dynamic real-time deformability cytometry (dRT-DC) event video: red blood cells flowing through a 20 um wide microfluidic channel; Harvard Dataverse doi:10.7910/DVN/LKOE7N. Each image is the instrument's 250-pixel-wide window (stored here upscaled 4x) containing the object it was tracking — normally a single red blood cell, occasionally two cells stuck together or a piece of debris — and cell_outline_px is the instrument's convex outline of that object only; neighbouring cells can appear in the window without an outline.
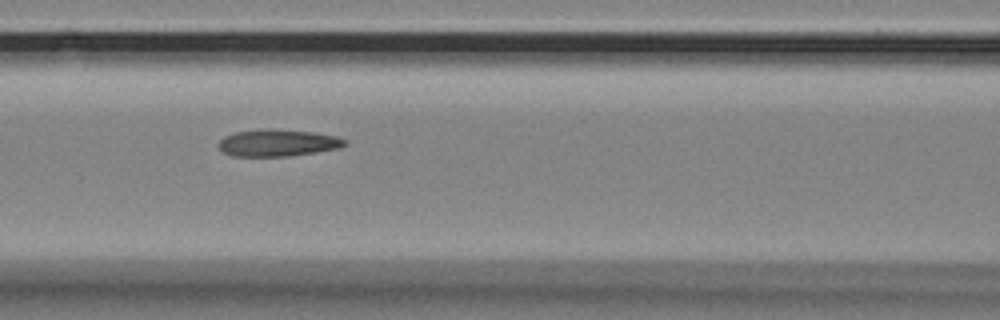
{"species": "Egyptian fruit bat (a non-hibernating species)", "species_latin": "Rousettus aegyptiacus", "temperature_condition": "room temperature", "stored_images_in_passage": 9, "camera_frame_rate_fps": 3000, "um_per_image_px": 0.085, "animal": {"sex": "female"}, "frame": {"image": 1, "passage_image": 6, "time_ms": 7.667, "image_size_px": [1000, 320], "cell_outline_px": [[348, 144], [340, 148], [316, 152], [288, 156], [232, 156], [224, 152], [216, 144], [224, 136], [236, 132], [264, 128], [272, 128], [312, 132], [336, 136], [348, 140]], "centroid_in_image_um": [23.62, 12.13], "position_along_channel_um": 143.0, "area_um2": 20.0}}
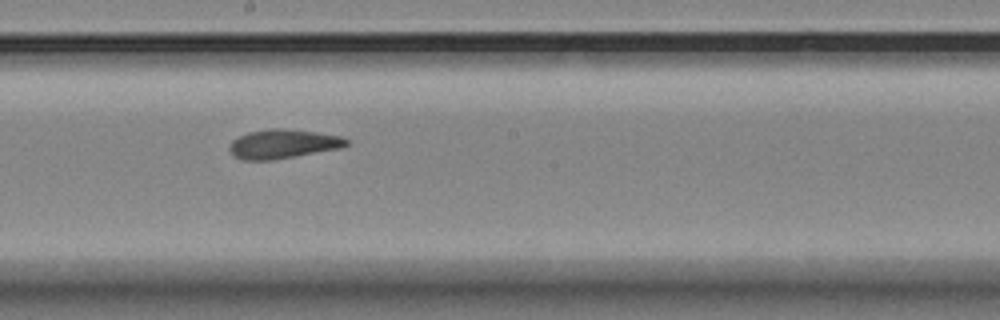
{"frame": {"image": 2, "passage_image": 8, "time_ms": 10.0, "image_size_px": [1000, 320], "cell_outline_px": [[348, 144], [340, 148], [296, 156], [272, 160], [240, 160], [232, 156], [228, 148], [232, 140], [248, 132], [268, 128], [280, 128], [312, 132], [340, 136], [348, 140]], "centroid_in_image_um": [23.98, 12.24], "position_along_channel_um": 224.2, "area_um2": 19.77}}
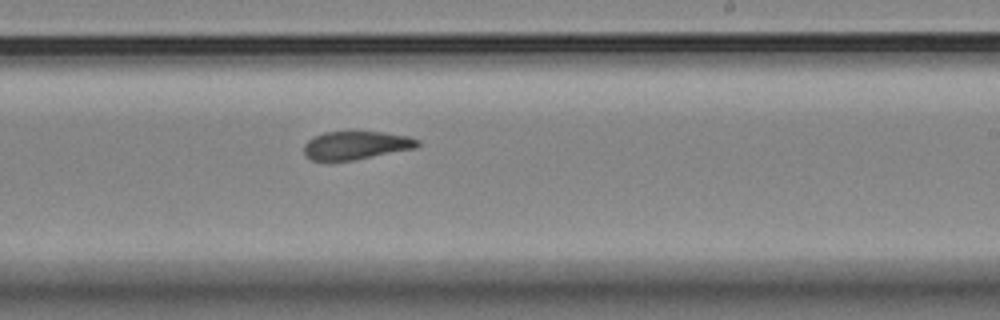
{"frame": {"image": 3, "passage_image": 9, "time_ms": 11.0, "image_size_px": [1000, 320], "cell_outline_px": [[420, 144], [416, 148], [352, 160], [312, 160], [304, 156], [304, 144], [312, 136], [324, 132], [384, 132], [408, 136], [420, 140]], "centroid_in_image_um": [30.25, 12.34], "position_along_channel_um": 258.8, "area_um2": 18.67}}